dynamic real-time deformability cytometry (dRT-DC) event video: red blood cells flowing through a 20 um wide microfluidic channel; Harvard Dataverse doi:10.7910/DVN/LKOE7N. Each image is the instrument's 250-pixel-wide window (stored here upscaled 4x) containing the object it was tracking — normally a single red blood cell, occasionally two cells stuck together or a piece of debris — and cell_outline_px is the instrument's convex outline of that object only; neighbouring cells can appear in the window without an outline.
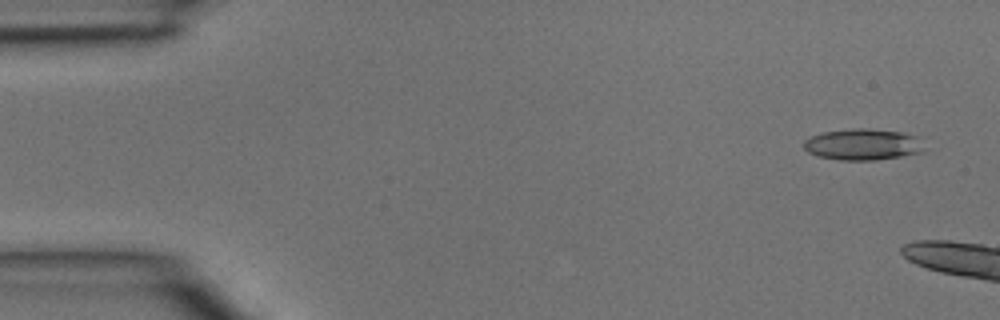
{"species": "common noctule bat (a hibernating species)", "species_latin": "Nyctalus noctula", "temperature_condition": "room temperature", "stored_images_in_passage": 2, "segment_of_instrument_passage": [2, 2], "camera_frame_rate_fps": 3000, "um_per_image_px": 0.085, "animal": {"sex": "male", "body_mass_g": 15.6}, "frame": {"image": 1, "passage_image": 2, "time_ms": 0.333, "image_size_px": [1000, 320], "cell_outline_px": [[924, 152], [900, 156], [872, 160], [840, 160], [816, 156], [808, 152], [804, 148], [804, 140], [812, 136], [824, 132], [856, 128], [864, 128], [904, 132], [924, 136]], "centroid_in_image_um": [73.43, 12.27], "position_along_channel_um": 11.6, "area_um2": 22.31}}